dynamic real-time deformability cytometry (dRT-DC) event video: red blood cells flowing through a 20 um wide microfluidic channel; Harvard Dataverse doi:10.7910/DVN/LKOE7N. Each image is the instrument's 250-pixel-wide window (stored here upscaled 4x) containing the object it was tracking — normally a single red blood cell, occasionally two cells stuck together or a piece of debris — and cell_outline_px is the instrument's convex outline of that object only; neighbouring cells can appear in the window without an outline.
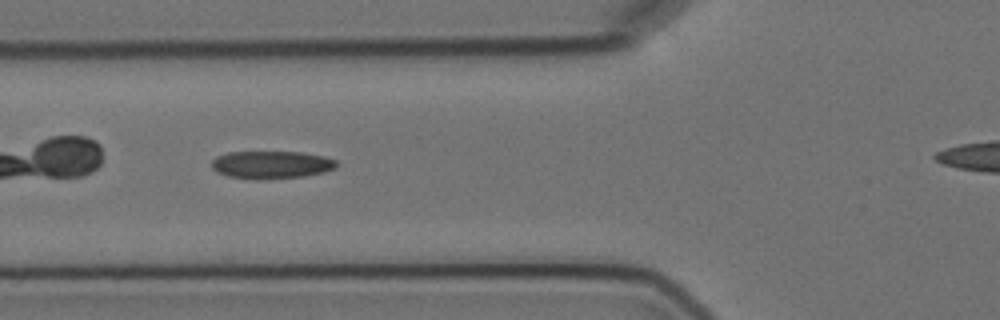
{"species": "Egyptian fruit bat (a non-hibernating species)", "species_latin": "Rousettus aegyptiacus", "temperature_condition": "cold", "stored_images_in_passage": 9, "camera_frame_rate_fps": 3000, "um_per_image_px": 0.085, "animal": {"sex": "female"}, "frame": {"image": 1, "passage_image": 2, "time_ms": 1.0, "image_size_px": [1000, 320], "cell_outline_px": [[336, 168], [324, 172], [304, 176], [228, 176], [216, 172], [212, 168], [212, 160], [216, 156], [228, 152], [300, 152], [324, 156], [336, 160]], "centroid_in_image_um": [23.08, 13.94], "position_along_channel_um": 102.7, "area_um2": 19.13}}
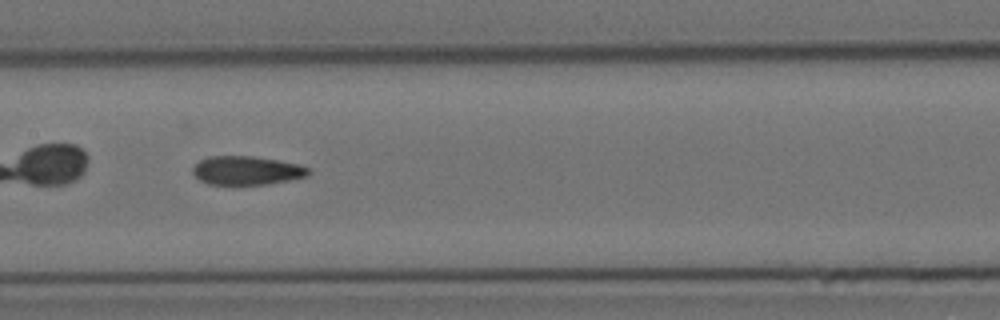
{"frame": {"image": 2, "passage_image": 4, "time_ms": 3.333, "image_size_px": [1000, 320], "cell_outline_px": [[312, 172], [308, 176], [268, 184], [208, 184], [200, 180], [192, 172], [192, 168], [200, 160], [208, 156], [252, 156], [276, 160], [296, 164], [308, 168]], "centroid_in_image_um": [20.95, 14.49], "position_along_channel_um": 186.4, "area_um2": 19.19}}
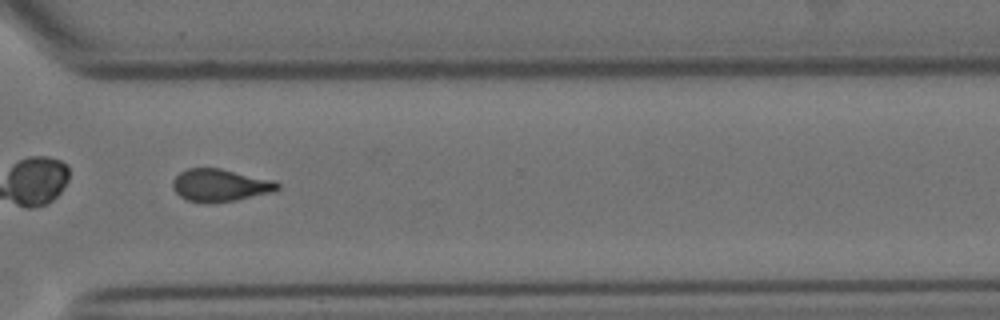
{"frame": {"image": 3, "passage_image": 8, "time_ms": 8.0, "image_size_px": [1000, 320], "cell_outline_px": [[280, 188], [272, 192], [236, 200], [208, 204], [188, 200], [180, 196], [172, 188], [172, 180], [180, 172], [188, 168], [220, 168], [272, 180], [280, 184]], "centroid_in_image_um": [18.68, 15.75], "position_along_channel_um": 351.9, "area_um2": 19.83}}